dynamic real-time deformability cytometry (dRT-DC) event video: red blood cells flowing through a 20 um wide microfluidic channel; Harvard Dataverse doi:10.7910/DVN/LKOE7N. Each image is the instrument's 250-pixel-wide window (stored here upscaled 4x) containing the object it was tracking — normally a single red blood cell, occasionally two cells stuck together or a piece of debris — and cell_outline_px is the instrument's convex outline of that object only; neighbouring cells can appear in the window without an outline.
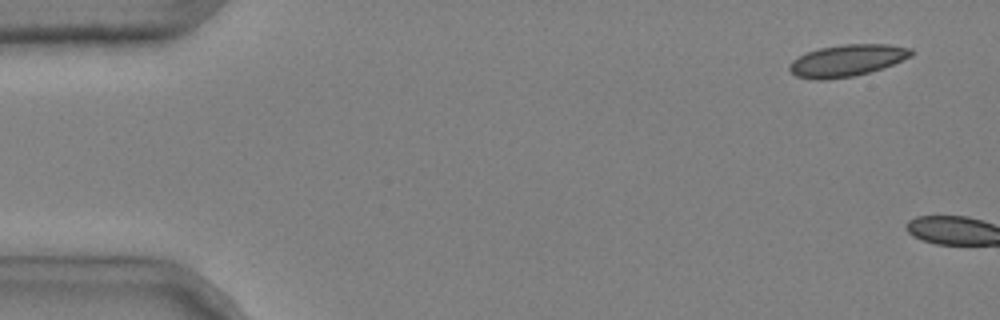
{"species": "common noctule bat (a hibernating species)", "species_latin": "Nyctalus noctula", "temperature_condition": "cold", "stored_images_in_passage": 2, "camera_frame_rate_fps": 3000, "um_per_image_px": 0.085, "animal": {"sex": "male", "body_mass_g": 20.4}, "frame": {"image": 1, "passage_image": 1, "time_ms": 0.0, "image_size_px": [1000, 320], "cell_outline_px": [[916, 52], [912, 56], [884, 68], [852, 76], [824, 80], [816, 80], [796, 76], [788, 68], [792, 60], [808, 52], [820, 48], [844, 44], [888, 44], [912, 48]], "centroid_in_image_um": [72.05, 5.14], "position_along_channel_um": 13.0, "area_um2": 22.54}}